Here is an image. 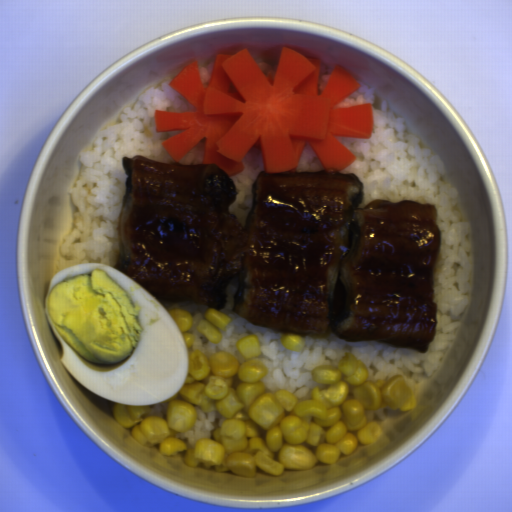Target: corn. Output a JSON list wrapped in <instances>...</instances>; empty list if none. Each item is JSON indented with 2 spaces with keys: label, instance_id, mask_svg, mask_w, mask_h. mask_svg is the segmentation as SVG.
<instances>
[{
  "label": "corn",
  "instance_id": "51d56268",
  "mask_svg": "<svg viewBox=\"0 0 512 512\" xmlns=\"http://www.w3.org/2000/svg\"><path fill=\"white\" fill-rule=\"evenodd\" d=\"M184 384L168 403L166 419L146 416L143 405L116 403L114 420L143 446L163 455H181L189 467L254 478L258 473L282 476L285 470H308L333 464L360 445L382 436L379 423L368 422L366 410L407 412L418 401L402 376L367 381L369 371L349 354L336 366H317L311 378L317 386L307 401L286 390L266 392L269 369L257 360L239 363L230 353L207 357L199 349L187 353ZM196 407L216 411L225 419L211 438L188 446L174 436L190 430Z\"/></svg>",
  "mask_w": 512,
  "mask_h": 512
},
{
  "label": "corn",
  "instance_id": "cfcad685",
  "mask_svg": "<svg viewBox=\"0 0 512 512\" xmlns=\"http://www.w3.org/2000/svg\"><path fill=\"white\" fill-rule=\"evenodd\" d=\"M237 351L246 359L260 356V341L256 334H249L235 342Z\"/></svg>",
  "mask_w": 512,
  "mask_h": 512
},
{
  "label": "corn",
  "instance_id": "2b8c4276",
  "mask_svg": "<svg viewBox=\"0 0 512 512\" xmlns=\"http://www.w3.org/2000/svg\"><path fill=\"white\" fill-rule=\"evenodd\" d=\"M279 341L285 349L296 352L304 349L306 345L303 335L299 333H288L283 331L280 335Z\"/></svg>",
  "mask_w": 512,
  "mask_h": 512
},
{
  "label": "corn",
  "instance_id": "79e197a2",
  "mask_svg": "<svg viewBox=\"0 0 512 512\" xmlns=\"http://www.w3.org/2000/svg\"><path fill=\"white\" fill-rule=\"evenodd\" d=\"M143 406L146 410L145 417H162L164 420L167 419L168 402L160 401L155 404H143Z\"/></svg>",
  "mask_w": 512,
  "mask_h": 512
},
{
  "label": "corn",
  "instance_id": "f1292c28",
  "mask_svg": "<svg viewBox=\"0 0 512 512\" xmlns=\"http://www.w3.org/2000/svg\"><path fill=\"white\" fill-rule=\"evenodd\" d=\"M231 319L220 309L216 310L209 307L204 313V318L199 321L196 330L214 343H221L223 338L222 331H226Z\"/></svg>",
  "mask_w": 512,
  "mask_h": 512
},
{
  "label": "corn",
  "instance_id": "5cfa1b94",
  "mask_svg": "<svg viewBox=\"0 0 512 512\" xmlns=\"http://www.w3.org/2000/svg\"><path fill=\"white\" fill-rule=\"evenodd\" d=\"M176 325L179 327L186 346L191 347L194 345L196 336L195 334H191L188 331L191 329L192 323L194 321L189 310H185L182 308H174L172 310L167 311Z\"/></svg>",
  "mask_w": 512,
  "mask_h": 512
}]
</instances>
